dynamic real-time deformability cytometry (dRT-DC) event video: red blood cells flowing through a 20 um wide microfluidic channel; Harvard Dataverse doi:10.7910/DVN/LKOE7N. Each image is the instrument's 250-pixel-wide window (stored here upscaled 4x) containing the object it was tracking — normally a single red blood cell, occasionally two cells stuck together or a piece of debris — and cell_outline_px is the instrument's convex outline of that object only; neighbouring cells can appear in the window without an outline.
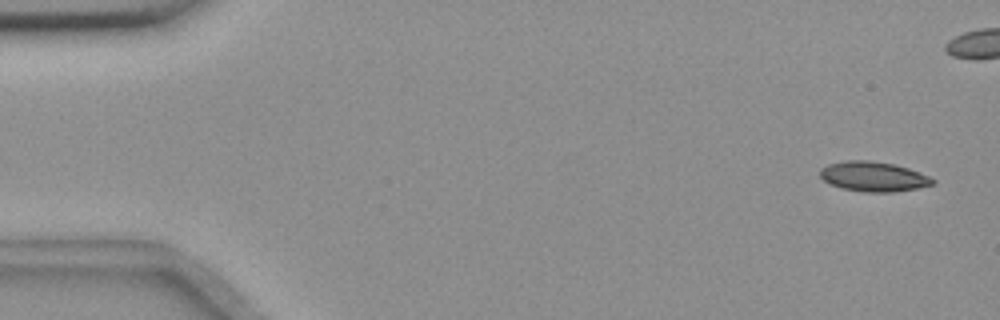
{"species": "common noctule bat (a hibernating species)", "species_latin": "Nyctalus noctula", "temperature_condition": "room temperature", "stored_images_in_passage": 11, "camera_frame_rate_fps": 3000, "um_per_image_px": 0.085, "animal": {"sex": "female", "body_mass_g": 18.4}, "frame": {"image": 1, "passage_image": 1, "time_ms": 0.0, "image_size_px": [1000, 320], "cell_outline_px": [[936, 180], [932, 184], [916, 188], [892, 192], [864, 192], [844, 188], [832, 184], [824, 180], [820, 176], [820, 168], [828, 164], [844, 160], [868, 160], [892, 164], [908, 168], [928, 176]], "centroid_in_image_um": [74.21, 15.0], "position_along_channel_um": 10.8, "area_um2": 19.31}}
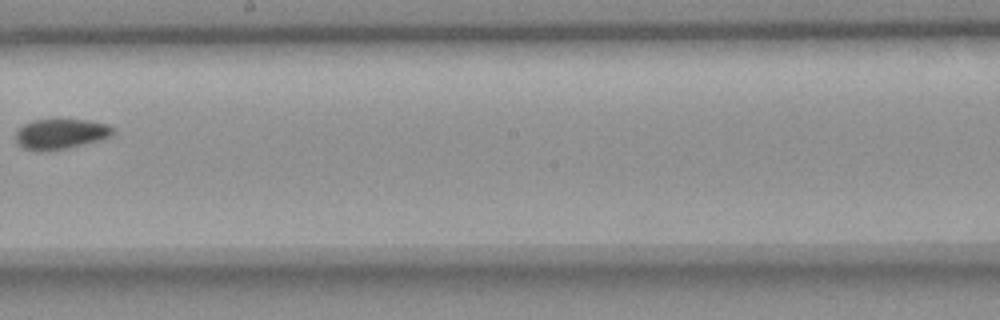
{"frame": {"image": 2, "passage_image": 10, "time_ms": 11.667, "image_size_px": [1000, 320], "cell_outline_px": [[116, 132], [112, 136], [100, 140], [84, 144], [64, 148], [24, 148], [16, 140], [16, 132], [24, 124], [32, 120], [88, 120], [108, 124], [116, 128]], "centroid_in_image_um": [5.27, 11.33], "position_along_channel_um": 242.9, "area_um2": 16.53}}
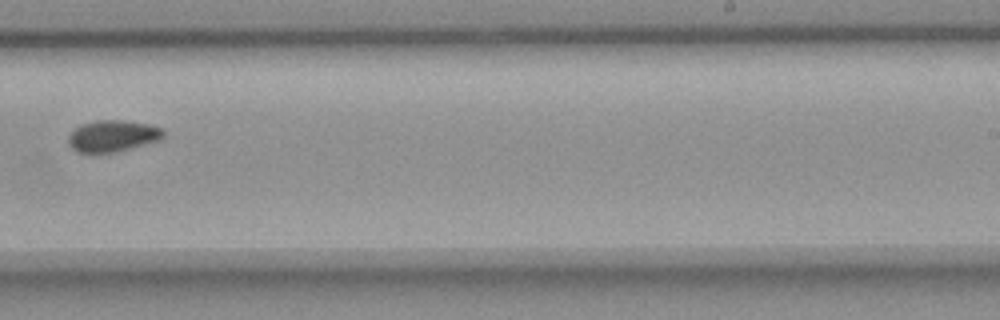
{"frame": {"image": 3, "passage_image": 11, "time_ms": 12.667, "image_size_px": [1000, 320], "cell_outline_px": [[164, 136], [160, 140], [116, 152], [80, 152], [72, 148], [68, 144], [68, 136], [80, 124], [96, 120], [124, 120], [148, 124], [164, 128]], "centroid_in_image_um": [9.6, 11.54], "position_along_channel_um": 279.4, "area_um2": 17.46}}